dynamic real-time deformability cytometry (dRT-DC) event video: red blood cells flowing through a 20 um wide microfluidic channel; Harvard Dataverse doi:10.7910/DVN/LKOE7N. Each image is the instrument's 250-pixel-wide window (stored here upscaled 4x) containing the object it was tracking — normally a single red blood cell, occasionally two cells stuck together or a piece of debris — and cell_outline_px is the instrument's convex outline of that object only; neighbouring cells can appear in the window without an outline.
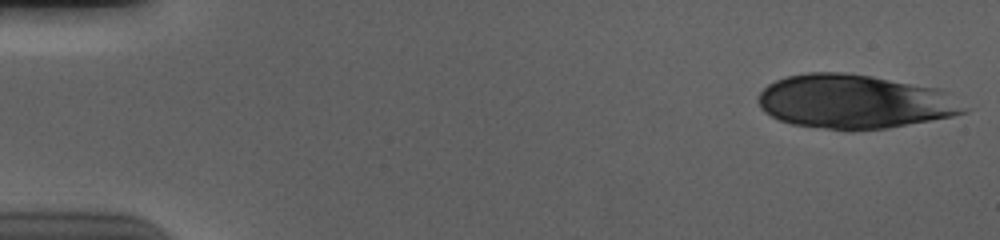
{"species": "human", "species_latin": "Homo sapiens", "temperature_condition": "cold", "stored_images_in_passage": 18, "camera_frame_rate_fps": 3000, "um_per_image_px": 0.085, "donor": {"sex": "male"}, "frame": {"image": 1, "passage_image": 1, "time_ms": 0.0, "image_size_px": [1000, 240], "cell_outline_px": [[972, 108], [968, 112], [952, 116], [888, 128], [852, 132], [848, 132], [792, 124], [780, 120], [764, 112], [760, 108], [756, 100], [760, 92], [768, 84], [776, 80], [788, 76], [808, 72], [844, 72], [872, 76], [940, 88], [948, 92]], "centroid_in_image_um": [72.67, 8.65], "position_along_channel_um": 12.3, "area_um2": 65.78}}